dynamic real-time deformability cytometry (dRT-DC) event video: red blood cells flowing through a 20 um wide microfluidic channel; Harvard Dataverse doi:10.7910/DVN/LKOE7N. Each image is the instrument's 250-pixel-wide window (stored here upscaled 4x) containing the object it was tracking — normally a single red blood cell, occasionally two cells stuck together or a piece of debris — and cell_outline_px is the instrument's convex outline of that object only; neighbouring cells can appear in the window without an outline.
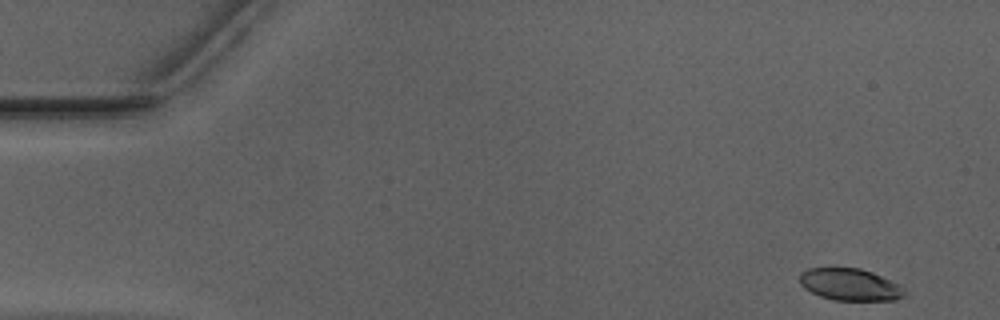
{"species": "Egyptian fruit bat (a non-hibernating species)", "species_latin": "Rousettus aegyptiacus", "temperature_condition": "warm", "stored_images_in_passage": 15, "camera_frame_rate_fps": 3000, "um_per_image_px": 0.085, "animal": {"sex": "male"}, "frame": {"image": 1, "passage_image": 1, "time_ms": 0.0, "image_size_px": [1000, 320], "cell_outline_px": [[904, 296], [896, 300], [832, 300], [820, 296], [804, 288], [800, 284], [800, 272], [808, 268], [860, 268], [872, 272], [896, 284], [904, 292]], "centroid_in_image_um": [72.18, 24.19], "position_along_channel_um": 12.8, "area_um2": 19.25}}
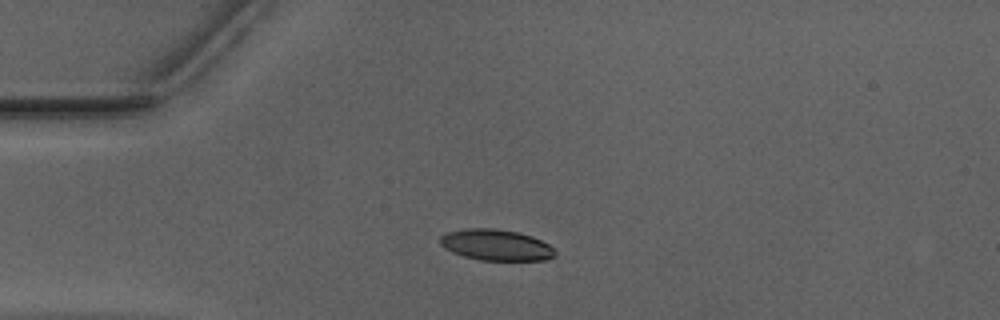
{"frame": {"image": 2, "passage_image": 11, "time_ms": 3.333, "image_size_px": [1000, 320], "cell_outline_px": [[556, 256], [544, 260], [480, 260], [464, 256], [452, 252], [444, 248], [440, 244], [440, 236], [448, 232], [464, 228], [496, 228], [516, 232], [532, 236], [548, 244], [556, 252]], "centroid_in_image_um": [42.15, 20.82], "position_along_channel_um": 42.9, "area_um2": 20.81}}